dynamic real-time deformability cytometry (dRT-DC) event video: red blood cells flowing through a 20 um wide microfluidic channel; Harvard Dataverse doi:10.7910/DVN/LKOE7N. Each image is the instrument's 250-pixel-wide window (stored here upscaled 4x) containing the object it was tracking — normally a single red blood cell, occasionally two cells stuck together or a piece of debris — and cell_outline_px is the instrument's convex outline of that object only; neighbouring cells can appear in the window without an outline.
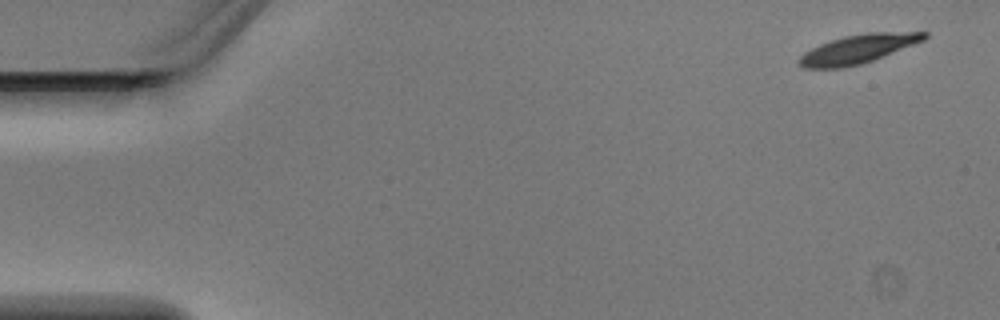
{"species": "Egyptian fruit bat (a non-hibernating species)", "species_latin": "Rousettus aegyptiacus", "temperature_condition": "warm", "stored_images_in_passage": 4, "camera_frame_rate_fps": 3000, "um_per_image_px": 0.085, "animal": {"sex": "male"}, "frame": {"image": 1, "passage_image": 1, "time_ms": 0.0, "image_size_px": [1000, 320], "cell_outline_px": [[928, 36], [924, 40], [872, 60], [860, 64], [840, 68], [804, 68], [796, 60], [804, 52], [820, 44], [844, 36], [864, 32], [928, 32]], "centroid_in_image_um": [72.9, 4.16], "position_along_channel_um": 12.1, "area_um2": 20.75}}
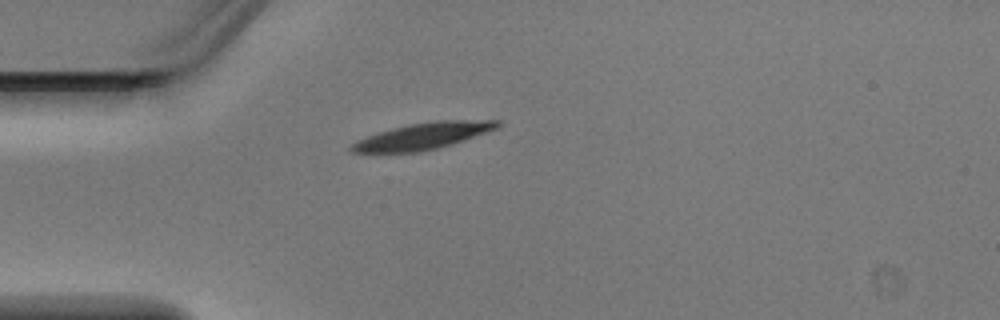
{"frame": {"image": 2, "passage_image": 4, "time_ms": 1.0, "image_size_px": [1000, 320], "cell_outline_px": [[500, 124], [496, 128], [452, 144], [420, 152], [352, 152], [348, 148], [352, 144], [368, 136], [392, 128], [408, 124], [436, 120], [500, 120]], "centroid_in_image_um": [35.96, 11.55], "position_along_channel_um": 49.0, "area_um2": 22.08}}